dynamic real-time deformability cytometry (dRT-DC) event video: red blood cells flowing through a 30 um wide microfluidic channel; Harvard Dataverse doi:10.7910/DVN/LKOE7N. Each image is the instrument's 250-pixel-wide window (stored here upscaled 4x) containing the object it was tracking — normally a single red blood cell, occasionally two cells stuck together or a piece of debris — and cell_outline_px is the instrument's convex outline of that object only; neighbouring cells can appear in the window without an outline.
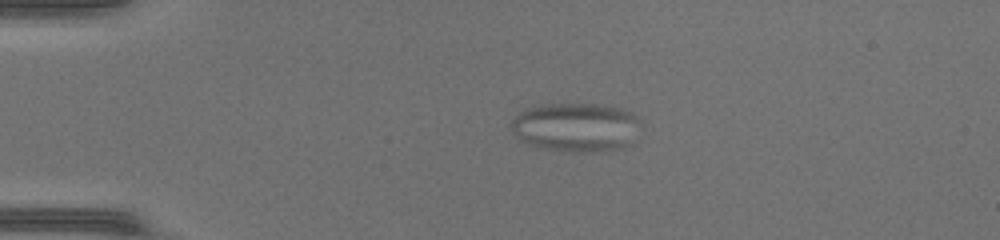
{"species": "common noctule bat (a hibernating species)", "species_latin": "Nyctalus noctula", "temperature_condition": "warm", "stored_images_in_passage": 49, "camera_frame_rate_fps": 3000, "um_per_image_px": 0.085, "animal": {"sex": "female", "body_mass_g": 17.0, "forearm_length_mm": 48.0}, "frame": {"image": 1, "passage_image": 11, "time_ms": 3.333, "image_size_px": [1000, 240], "cell_outline_px": [[636, 120], [624, 144], [612, 148], [568, 152], [540, 148], [524, 140], [512, 132], [512, 120], [520, 112], [528, 108], [552, 104], [600, 104], [620, 108], [636, 116]], "centroid_in_image_um": [48.79, 10.77], "position_along_channel_um": 36.2, "area_um2": 34.8}}
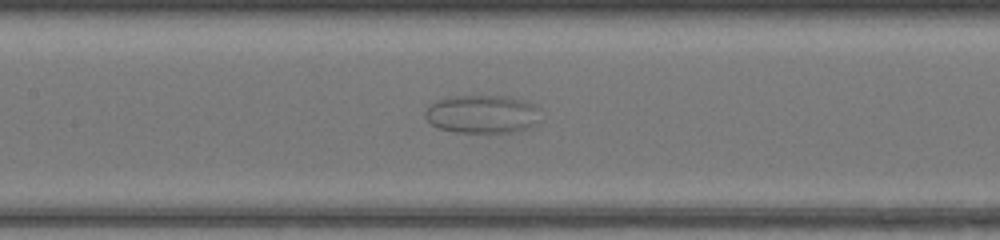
{"frame": {"image": 2, "passage_image": 24, "time_ms": 7.667, "image_size_px": [1000, 240], "cell_outline_px": [[544, 120], [528, 128], [516, 132], [456, 132], [440, 128], [432, 124], [424, 116], [424, 112], [428, 104], [452, 96], [508, 96], [532, 104], [540, 108]], "centroid_in_image_um": [41.05, 9.71], "position_along_channel_um": 166.3, "area_um2": 26.01}}
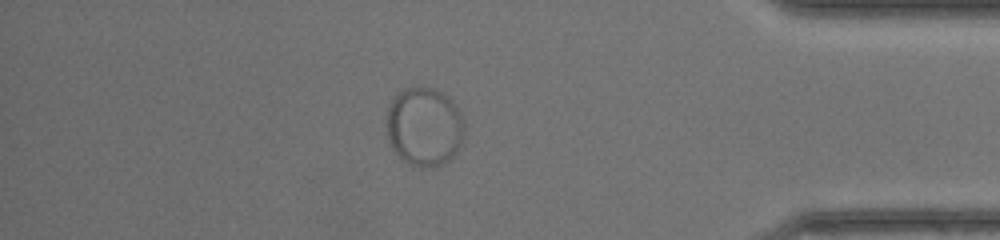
{"frame": {"image": 3, "passage_image": 43, "time_ms": 14.0, "image_size_px": [1000, 240], "cell_outline_px": [[464, 136], [456, 152], [444, 164], [436, 168], [420, 168], [404, 160], [392, 148], [388, 136], [388, 108], [392, 100], [404, 88], [436, 88], [444, 92], [456, 104], [464, 120]], "centroid_in_image_um": [36.11, 10.78], "position_along_channel_um": 399.1, "area_um2": 35.78}}